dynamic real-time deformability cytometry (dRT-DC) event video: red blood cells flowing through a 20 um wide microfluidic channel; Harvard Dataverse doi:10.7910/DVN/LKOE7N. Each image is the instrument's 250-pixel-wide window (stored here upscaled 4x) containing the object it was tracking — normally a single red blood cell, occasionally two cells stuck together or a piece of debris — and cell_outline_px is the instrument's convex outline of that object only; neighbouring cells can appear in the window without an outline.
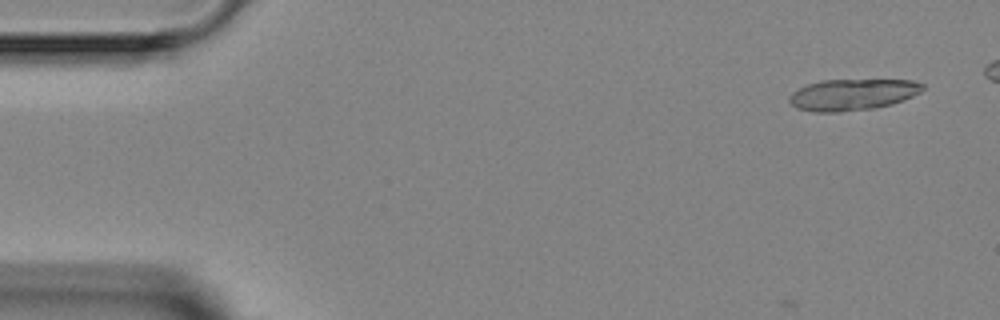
{"species": "Egyptian fruit bat (a non-hibernating species)", "species_latin": "Rousettus aegyptiacus", "temperature_condition": "room temperature", "stored_images_in_passage": 7, "camera_frame_rate_fps": 3000, "um_per_image_px": 0.085, "animal": {"sex": "female"}, "frame": {"image": 1, "passage_image": 1, "time_ms": 0.0, "image_size_px": [1000, 320], "cell_outline_px": [[924, 88], [920, 92], [904, 100], [892, 104], [872, 108], [840, 112], [812, 112], [796, 108], [788, 100], [788, 96], [792, 92], [808, 84], [820, 80], [912, 80], [924, 84]], "centroid_in_image_um": [72.44, 8.04], "position_along_channel_um": 12.6, "area_um2": 24.39}}
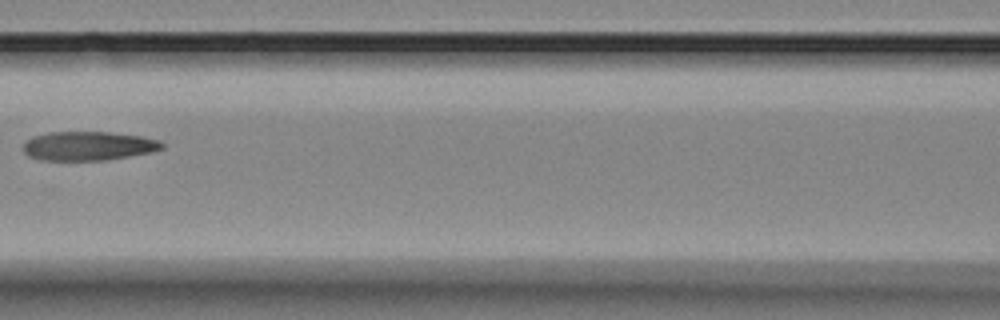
{"frame": {"image": 2, "passage_image": 6, "time_ms": 6.333, "image_size_px": [1000, 320], "cell_outline_px": [[164, 148], [152, 152], [104, 160], [40, 160], [28, 156], [24, 152], [24, 140], [32, 136], [48, 132], [108, 132], [140, 136], [160, 140], [164, 144]], "centroid_in_image_um": [7.48, 12.4], "position_along_channel_um": 159.1, "area_um2": 23.52}}
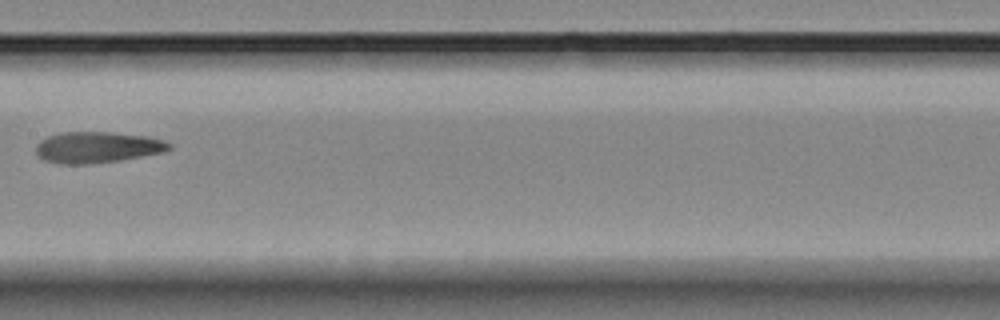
{"frame": {"image": 3, "passage_image": 7, "time_ms": 7.333, "image_size_px": [1000, 320], "cell_outline_px": [[172, 148], [164, 152], [120, 160], [88, 164], [60, 164], [44, 160], [36, 156], [36, 144], [40, 140], [48, 136], [60, 132], [108, 132], [148, 136], [164, 140], [172, 144]], "centroid_in_image_um": [8.26, 12.52], "position_along_channel_um": 199.1, "area_um2": 24.39}}